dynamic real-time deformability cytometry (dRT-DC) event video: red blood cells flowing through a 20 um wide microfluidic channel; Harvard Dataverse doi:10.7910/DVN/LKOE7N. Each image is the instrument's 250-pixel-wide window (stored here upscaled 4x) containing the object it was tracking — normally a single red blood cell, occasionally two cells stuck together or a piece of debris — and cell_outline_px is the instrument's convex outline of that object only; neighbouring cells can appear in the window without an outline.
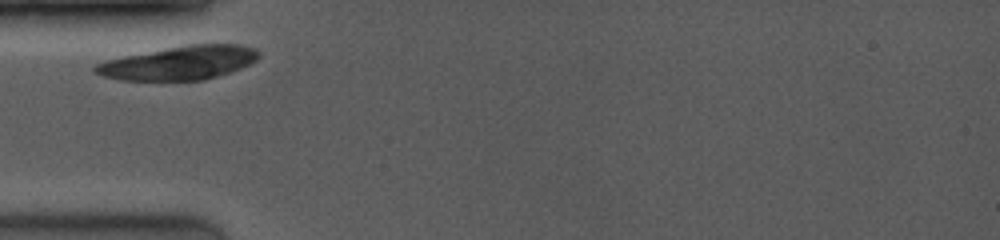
{"species": "common noctule bat (a hibernating species)", "species_latin": "Nyctalus noctula", "temperature_condition": "room temperature", "stored_images_in_passage": 2, "camera_frame_rate_fps": 4000, "um_per_image_px": 0.085, "animal": {"sex": "female", "body_mass_g": 19.0, "forearm_length_mm": 53.3}, "frame": {"image": 1, "passage_image": 1, "time_ms": 0.0, "image_size_px": [1000, 240], "cell_outline_px": [[260, 56], [256, 60], [240, 68], [204, 80], [120, 80], [104, 76], [92, 72], [92, 68], [96, 64], [108, 60], [124, 56], [184, 44], [240, 44], [256, 48], [260, 52]], "centroid_in_image_um": [15.24, 5.33], "position_along_channel_um": 69.8, "area_um2": 32.08}}